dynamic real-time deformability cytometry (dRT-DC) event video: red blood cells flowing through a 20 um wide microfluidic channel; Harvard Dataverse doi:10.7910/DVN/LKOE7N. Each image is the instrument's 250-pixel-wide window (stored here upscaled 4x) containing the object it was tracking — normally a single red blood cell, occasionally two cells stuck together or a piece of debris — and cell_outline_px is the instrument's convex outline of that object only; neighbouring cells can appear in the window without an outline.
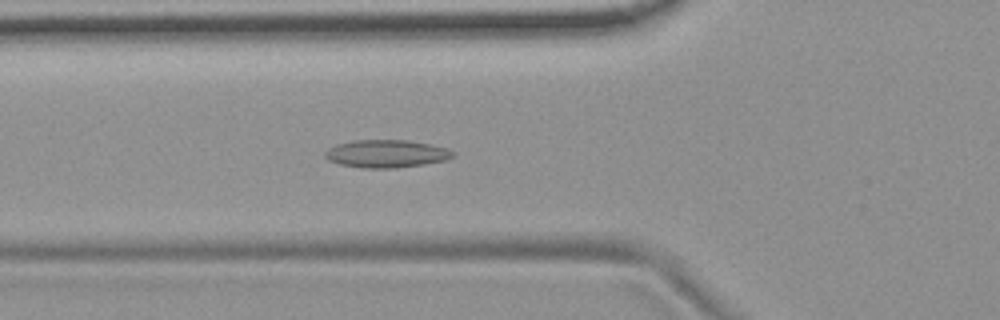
{"species": "common noctule bat (a hibernating species)", "species_latin": "Nyctalus noctula", "temperature_condition": "room temperature", "stored_images_in_passage": 54, "camera_frame_rate_fps": 3000, "um_per_image_px": 0.085, "animal": {"sex": "female", "body_mass_g": 19.9}, "frame": {"image": 1, "passage_image": 19, "time_ms": 6.0, "image_size_px": [1000, 320], "cell_outline_px": [[456, 156], [444, 160], [424, 164], [396, 168], [360, 168], [340, 164], [328, 160], [324, 156], [324, 152], [328, 148], [336, 144], [352, 140], [408, 140], [432, 144], [448, 148], [456, 152]], "centroid_in_image_um": [32.85, 13.06], "position_along_channel_um": 92.9, "area_um2": 20.98}}
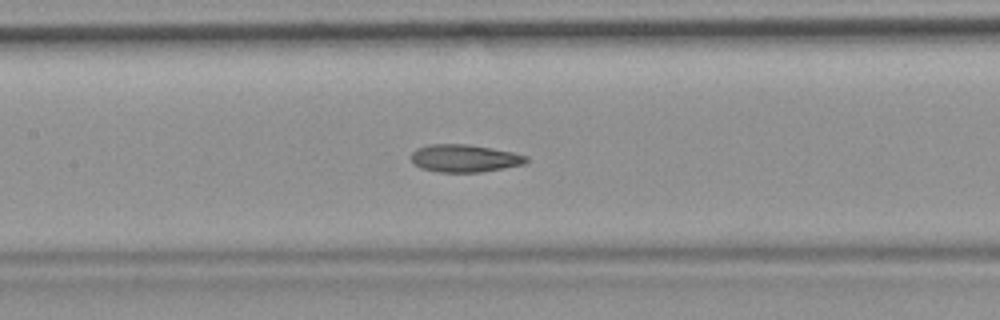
{"frame": {"image": 2, "passage_image": 25, "time_ms": 8.0, "image_size_px": [1000, 320], "cell_outline_px": [[528, 160], [524, 164], [504, 168], [480, 172], [440, 172], [420, 168], [412, 164], [412, 152], [416, 148], [428, 144], [468, 144], [492, 148], [512, 152], [528, 156]], "centroid_in_image_um": [39.46, 13.45], "position_along_channel_um": 167.9, "area_um2": 18.61}}
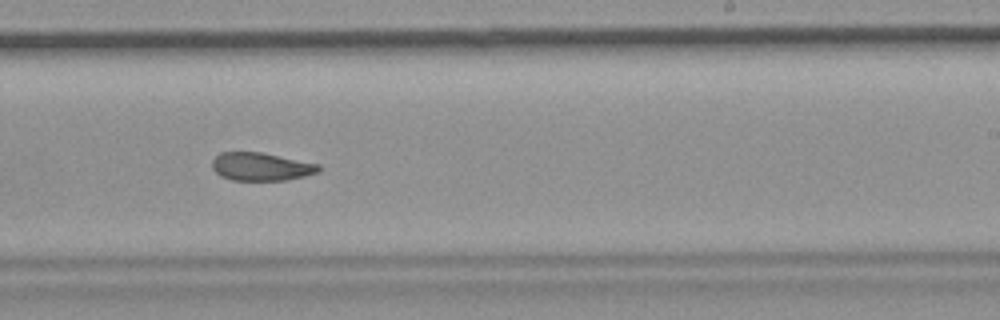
{"frame": {"image": 3, "passage_image": 33, "time_ms": 10.667, "image_size_px": [1000, 320], "cell_outline_px": [[320, 172], [288, 180], [232, 180], [220, 176], [212, 168], [212, 160], [220, 152], [260, 152], [320, 164]], "centroid_in_image_um": [22.19, 14.17], "position_along_channel_um": 266.8, "area_um2": 17.46}, "authors_computed_cell_mechanics": {"area_um2": 19.2763, "velocity_mm_per_s": 3.7404, "shape_relaxation_time_tau1_ms": null, "shape_relaxation_time_tau2_ms": 3.4659, "deformation_change_tau1": null, "deformation_change_tau2": 0.0995}}